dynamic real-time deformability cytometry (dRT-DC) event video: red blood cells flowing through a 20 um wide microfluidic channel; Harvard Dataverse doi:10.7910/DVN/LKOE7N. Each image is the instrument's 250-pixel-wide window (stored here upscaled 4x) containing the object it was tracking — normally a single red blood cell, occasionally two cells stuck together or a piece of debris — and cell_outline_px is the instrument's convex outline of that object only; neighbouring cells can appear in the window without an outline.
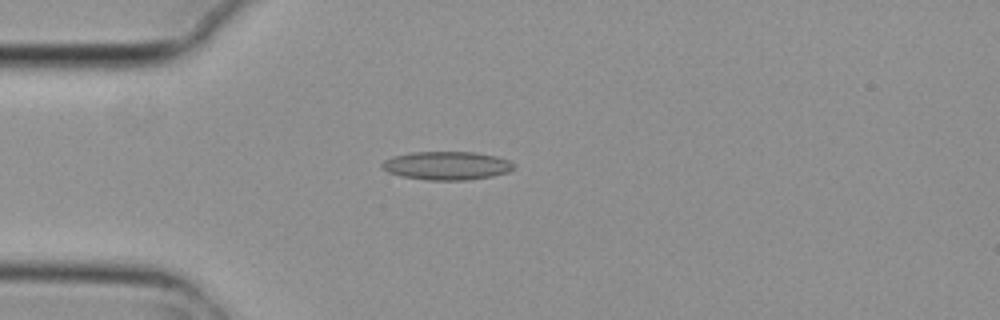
{"species": "common noctule bat (a hibernating species)", "species_latin": "Nyctalus noctula", "temperature_condition": "cold", "stored_images_in_passage": 1, "camera_frame_rate_fps": 3000, "um_per_image_px": 0.085, "animal": {"sex": "female", "body_mass_g": 29.2, "forearm_length_mm": 56.3}, "frame": {"image": 1, "passage_image": 1, "time_ms": 0.0, "image_size_px": [1000, 320], "cell_outline_px": [[516, 168], [508, 172], [492, 176], [468, 180], [428, 180], [400, 176], [388, 172], [380, 164], [384, 160], [392, 156], [412, 152], [476, 152], [496, 156], [508, 160], [516, 164]], "centroid_in_image_um": [38.0, 14.08], "position_along_channel_um": 47.0, "area_um2": 21.96}}